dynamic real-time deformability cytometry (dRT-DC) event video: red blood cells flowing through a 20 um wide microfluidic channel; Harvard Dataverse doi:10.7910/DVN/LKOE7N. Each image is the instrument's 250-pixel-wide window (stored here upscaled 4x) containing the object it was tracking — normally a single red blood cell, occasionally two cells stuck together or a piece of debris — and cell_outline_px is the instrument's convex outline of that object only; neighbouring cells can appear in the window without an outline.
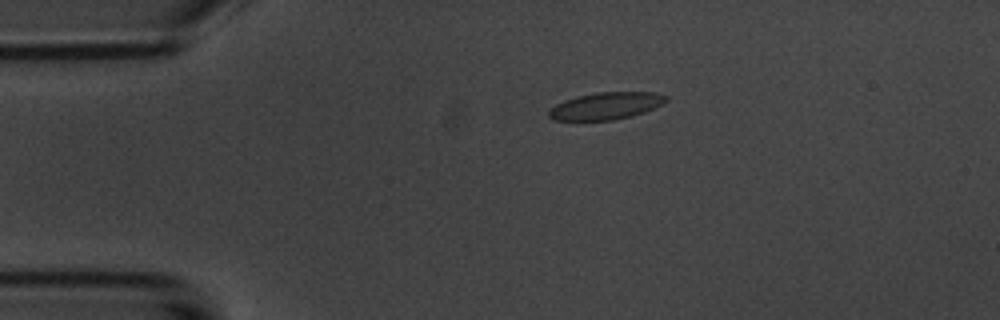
{"species": "common noctule bat (a hibernating species)", "species_latin": "Nyctalus noctula", "temperature_condition": "room temperature", "stored_images_in_passage": 4, "camera_frame_rate_fps": 3000, "um_per_image_px": 0.085, "animal": {"sex": "male", "body_mass_g": 20.1, "forearm_length_mm": 53.5}, "frame": {"image": 1, "passage_image": 2, "time_ms": 1.0, "image_size_px": [1000, 320], "cell_outline_px": [[668, 100], [644, 112], [632, 116], [612, 120], [552, 120], [548, 116], [548, 112], [556, 104], [564, 100], [576, 96], [596, 92], [656, 92], [668, 96]], "centroid_in_image_um": [51.49, 8.99], "position_along_channel_um": 33.5, "area_um2": 18.5}}
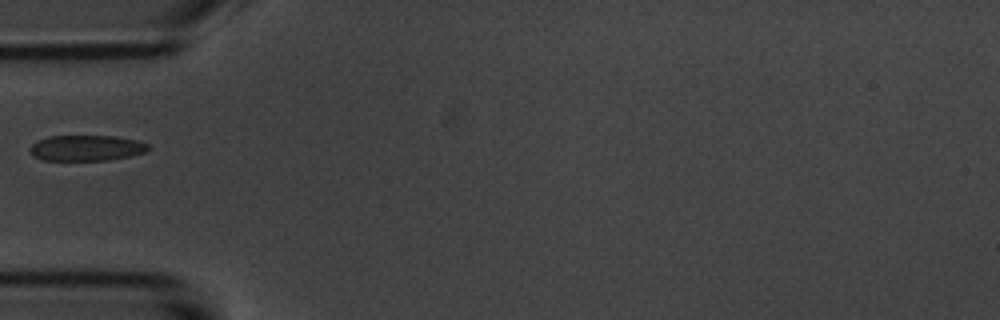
{"frame": {"image": 2, "passage_image": 4, "time_ms": 3.333, "image_size_px": [1000, 320], "cell_outline_px": [[148, 148], [144, 152], [128, 156], [108, 160], [44, 160], [36, 156], [28, 148], [36, 140], [48, 136], [112, 136], [136, 140], [148, 144]], "centroid_in_image_um": [7.3, 12.57], "position_along_channel_um": 77.7, "area_um2": 17.46}}